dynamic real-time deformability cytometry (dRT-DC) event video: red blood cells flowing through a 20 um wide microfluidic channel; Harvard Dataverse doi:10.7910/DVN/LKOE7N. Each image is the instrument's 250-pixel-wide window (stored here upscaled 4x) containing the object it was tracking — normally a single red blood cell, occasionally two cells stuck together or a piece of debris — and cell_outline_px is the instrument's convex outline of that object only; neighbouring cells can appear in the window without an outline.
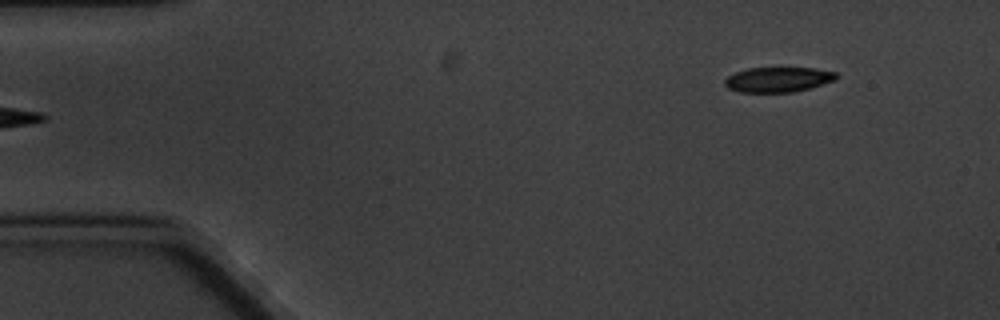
{"species": "common noctule bat (a hibernating species)", "species_latin": "Nyctalus noctula", "temperature_condition": "cold", "stored_images_in_passage": 4, "segment_of_instrument_passage": [2, 2], "camera_frame_rate_fps": 3000, "um_per_image_px": 0.085, "animal": {"sex": "male", "body_mass_g": 20.1, "forearm_length_mm": 53.5}, "frame": {"image": 1, "passage_image": 4, "time_ms": 3.667, "image_size_px": [1000, 320], "cell_outline_px": [[840, 76], [836, 80], [808, 88], [792, 92], [740, 92], [728, 88], [724, 84], [724, 80], [728, 76], [736, 72], [748, 68], [816, 68], [836, 72]], "centroid_in_image_um": [66.16, 6.75], "position_along_channel_um": 18.8, "area_um2": 16.24}}